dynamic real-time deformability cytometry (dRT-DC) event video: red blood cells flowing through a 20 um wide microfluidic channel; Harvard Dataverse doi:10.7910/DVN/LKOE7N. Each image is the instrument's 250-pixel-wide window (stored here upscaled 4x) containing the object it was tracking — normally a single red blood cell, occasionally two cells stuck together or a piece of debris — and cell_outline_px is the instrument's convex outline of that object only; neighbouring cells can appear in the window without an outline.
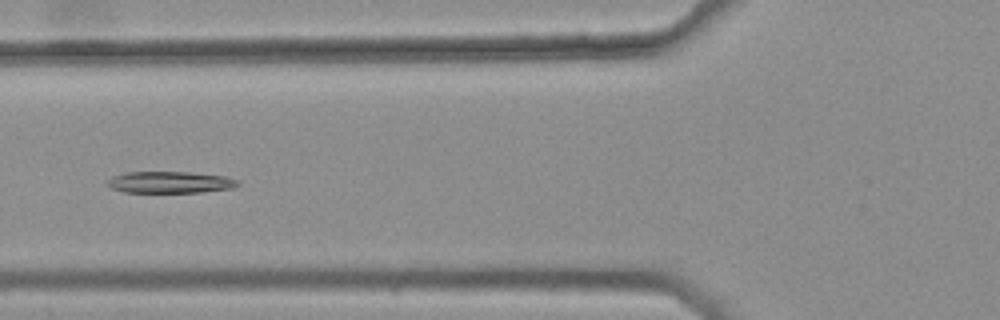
{"species": "common noctule bat (a hibernating species)", "species_latin": "Nyctalus noctula", "temperature_condition": "warm", "stored_images_in_passage": 7, "camera_frame_rate_fps": 3000, "um_per_image_px": 0.085, "animal": {"sex": "female", "body_mass_g": 25.1}, "frame": {"image": 1, "passage_image": 5, "time_ms": 1.333, "image_size_px": [1000, 320], "cell_outline_px": [[240, 184], [232, 188], [200, 192], [124, 192], [112, 188], [108, 184], [108, 180], [112, 176], [128, 172], [188, 172], [224, 176], [240, 180]], "centroid_in_image_um": [14.48, 15.49], "position_along_channel_um": 111.3, "area_um2": 16.3}}
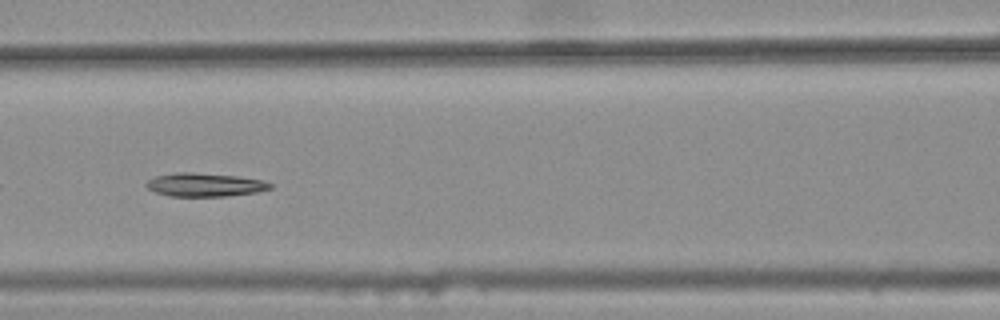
{"frame": {"image": 2, "passage_image": 6, "time_ms": 1.667, "image_size_px": [1000, 320], "cell_outline_px": [[272, 188], [256, 192], [228, 196], [168, 196], [156, 192], [148, 188], [144, 184], [148, 180], [156, 176], [176, 172], [192, 172], [236, 176], [264, 180], [272, 184]], "centroid_in_image_um": [17.4, 15.7], "position_along_channel_um": 149.2, "area_um2": 16.94}}
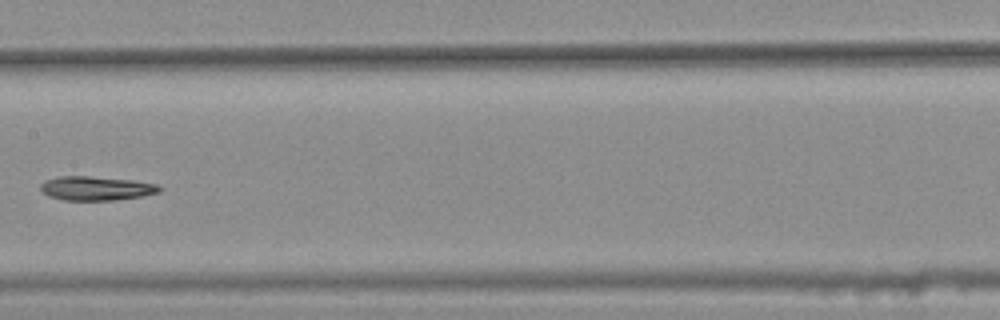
{"frame": {"image": 3, "passage_image": 7, "time_ms": 2.0, "image_size_px": [1000, 320], "cell_outline_px": [[164, 188], [160, 192], [144, 196], [112, 200], [64, 200], [48, 196], [40, 188], [40, 184], [44, 180], [56, 176], [88, 176], [132, 180], [156, 184]], "centroid_in_image_um": [8.18, 16.0], "position_along_channel_um": 199.2, "area_um2": 16.76}}